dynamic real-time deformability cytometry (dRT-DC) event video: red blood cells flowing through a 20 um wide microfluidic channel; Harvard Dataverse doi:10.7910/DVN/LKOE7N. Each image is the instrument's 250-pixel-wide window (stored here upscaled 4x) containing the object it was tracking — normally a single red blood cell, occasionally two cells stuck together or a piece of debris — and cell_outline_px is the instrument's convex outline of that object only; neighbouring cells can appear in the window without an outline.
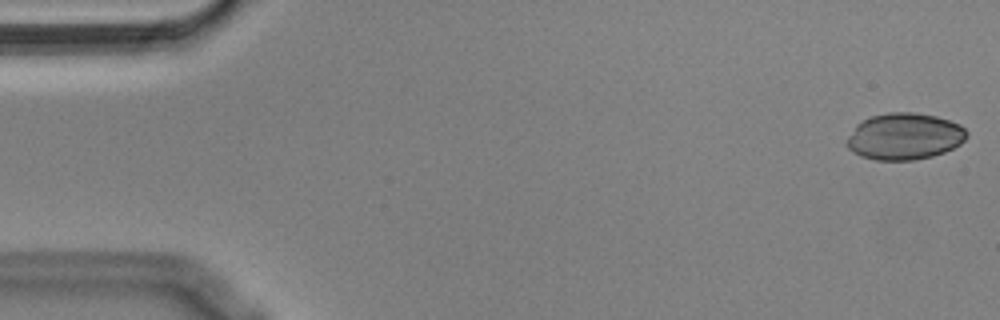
{"species": "Egyptian fruit bat (a non-hibernating species)", "species_latin": "Rousettus aegyptiacus", "temperature_condition": "cold", "stored_images_in_passage": 49, "camera_frame_rate_fps": 3000, "um_per_image_px": 0.085, "animal": {"sex": "male"}, "frame": {"image": 1, "passage_image": 1, "time_ms": 0.0, "image_size_px": [1000, 320], "cell_outline_px": [[968, 136], [960, 144], [944, 152], [932, 156], [912, 160], [876, 160], [860, 156], [852, 152], [848, 148], [848, 136], [856, 124], [872, 116], [888, 112], [916, 112], [936, 116], [960, 124], [968, 132]], "centroid_in_image_um": [76.89, 11.59], "position_along_channel_um": 8.1, "area_um2": 32.6}}
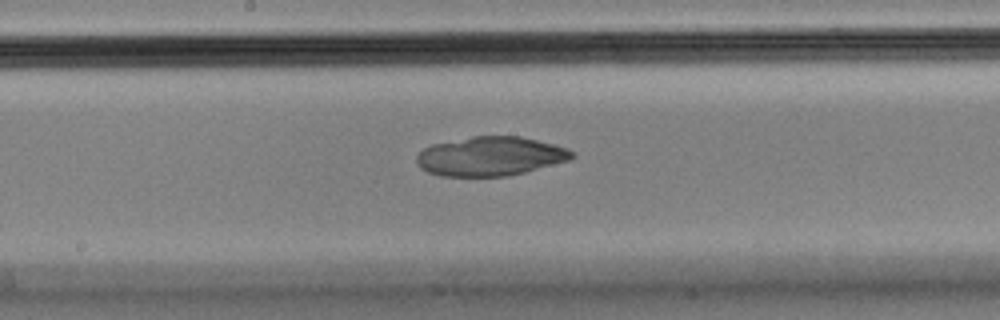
{"frame": {"image": 2, "passage_image": 28, "time_ms": 9.0, "image_size_px": [1000, 320], "cell_outline_px": [[576, 156], [568, 160], [524, 172], [508, 176], [440, 176], [428, 172], [420, 168], [416, 164], [416, 156], [424, 148], [432, 144], [472, 136], [520, 136], [568, 148], [576, 152]], "centroid_in_image_um": [41.66, 13.28], "position_along_channel_um": 206.5, "area_um2": 35.43}}
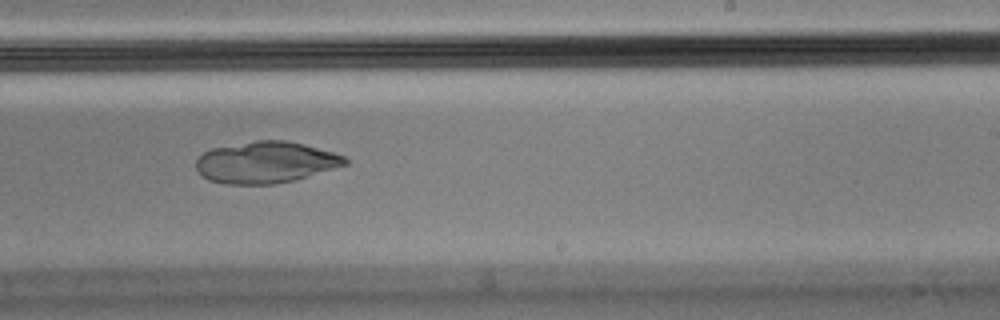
{"frame": {"image": 3, "passage_image": 33, "time_ms": 10.667, "image_size_px": [1000, 320], "cell_outline_px": [[348, 164], [292, 180], [272, 184], [224, 184], [208, 180], [200, 176], [196, 168], [196, 160], [204, 152], [212, 148], [256, 140], [284, 140], [304, 144], [332, 152], [344, 156], [348, 160]], "centroid_in_image_um": [22.53, 13.79], "position_along_channel_um": 266.5, "area_um2": 35.84}}